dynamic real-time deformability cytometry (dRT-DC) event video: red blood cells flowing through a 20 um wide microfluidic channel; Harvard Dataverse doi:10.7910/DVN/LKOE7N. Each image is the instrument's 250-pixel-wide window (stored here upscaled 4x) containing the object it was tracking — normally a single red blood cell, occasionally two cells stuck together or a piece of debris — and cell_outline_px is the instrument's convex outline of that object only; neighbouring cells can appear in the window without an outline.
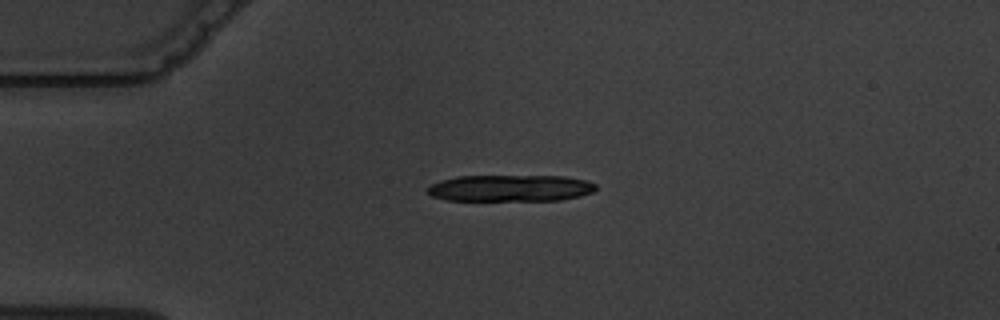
{"species": "common noctule bat (a hibernating species)", "species_latin": "Nyctalus noctula", "temperature_condition": "warm", "stored_images_in_passage": 2, "camera_frame_rate_fps": 3000, "um_per_image_px": 0.085, "animal": {"sex": "male", "body_mass_g": 19.5, "forearm_length_mm": 54.6}, "frame": {"image": 1, "passage_image": 1, "time_ms": 0.0, "image_size_px": [1000, 320], "cell_outline_px": [[596, 188], [592, 192], [580, 196], [560, 200], [448, 200], [432, 196], [428, 192], [428, 188], [432, 184], [440, 180], [456, 176], [564, 176], [588, 180], [596, 184]], "centroid_in_image_um": [43.41, 15.98], "position_along_channel_um": 41.6, "area_um2": 26.07}}